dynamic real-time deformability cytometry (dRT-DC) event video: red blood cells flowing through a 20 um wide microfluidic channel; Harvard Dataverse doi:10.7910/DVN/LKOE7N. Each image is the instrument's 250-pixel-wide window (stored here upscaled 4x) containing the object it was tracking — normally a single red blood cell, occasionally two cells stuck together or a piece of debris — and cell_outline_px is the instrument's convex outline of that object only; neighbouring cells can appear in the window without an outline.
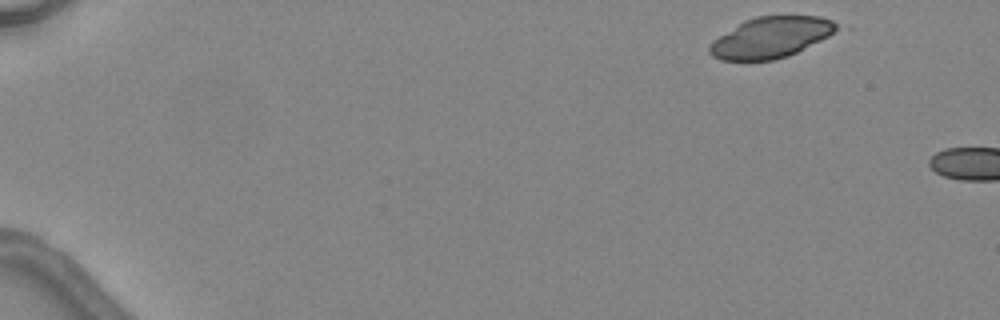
{"species": "common noctule bat (a hibernating species)", "species_latin": "Nyctalus noctula", "temperature_condition": "warm", "stored_images_in_passage": 2, "camera_frame_rate_fps": 3000, "um_per_image_px": 0.085, "animal": {"sex": "female", "body_mass_g": 24.6, "forearm_length_mm": 56.2}, "frame": {"image": 1, "passage_image": 1, "time_ms": 0.0, "image_size_px": [1000, 320], "cell_outline_px": [[840, 28], [828, 36], [788, 56], [772, 60], [720, 60], [712, 56], [708, 52], [708, 48], [712, 40], [744, 20], [756, 16], [820, 16], [832, 20]], "centroid_in_image_um": [65.49, 3.18], "position_along_channel_um": 19.5, "area_um2": 30.11}}